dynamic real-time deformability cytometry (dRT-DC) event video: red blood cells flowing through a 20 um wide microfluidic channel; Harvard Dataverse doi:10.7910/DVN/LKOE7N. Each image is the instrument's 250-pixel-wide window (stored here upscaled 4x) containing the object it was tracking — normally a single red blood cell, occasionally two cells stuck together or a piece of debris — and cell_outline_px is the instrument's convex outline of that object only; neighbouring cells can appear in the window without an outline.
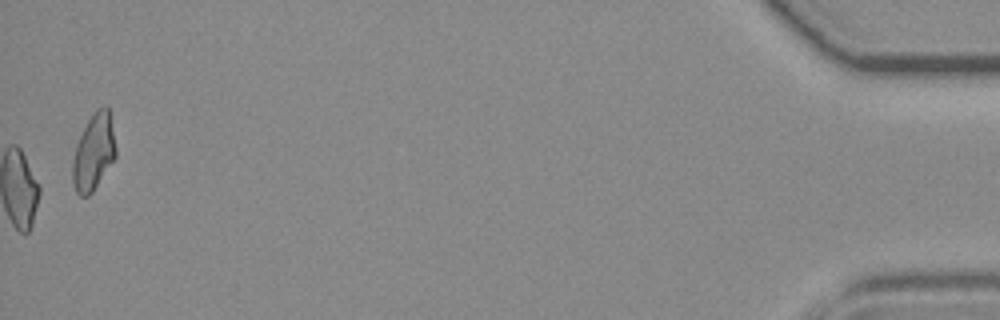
{"species": "common noctule bat (a hibernating species)", "species_latin": "Nyctalus noctula", "temperature_condition": "room temperature", "stored_images_in_passage": 54, "camera_frame_rate_fps": 3000, "um_per_image_px": 0.085, "animal": {"sex": "female", "body_mass_g": 19.3, "forearm_length_mm": 54.1}, "frame": {"image": 1, "passage_image": 54, "time_ms": 17.667, "image_size_px": [1000, 320], "cell_outline_px": [[116, 156], [92, 192], [88, 196], [80, 196], [76, 192], [72, 180], [72, 160], [76, 144], [92, 112], [96, 108], [104, 104], [108, 108], [116, 148]], "centroid_in_image_um": [7.94, 12.91], "position_along_channel_um": 427.3, "area_um2": 19.13}, "authors_computed_cell_mechanics": {"area_um2": 18.7561, "velocity_mm_per_s": 3.8492, "shape_relaxation_time_tau1_ms": null, "shape_relaxation_time_tau2_ms": 1.2529, "deformation_change_tau1": null, "deformation_change_tau2": 0.0566}}